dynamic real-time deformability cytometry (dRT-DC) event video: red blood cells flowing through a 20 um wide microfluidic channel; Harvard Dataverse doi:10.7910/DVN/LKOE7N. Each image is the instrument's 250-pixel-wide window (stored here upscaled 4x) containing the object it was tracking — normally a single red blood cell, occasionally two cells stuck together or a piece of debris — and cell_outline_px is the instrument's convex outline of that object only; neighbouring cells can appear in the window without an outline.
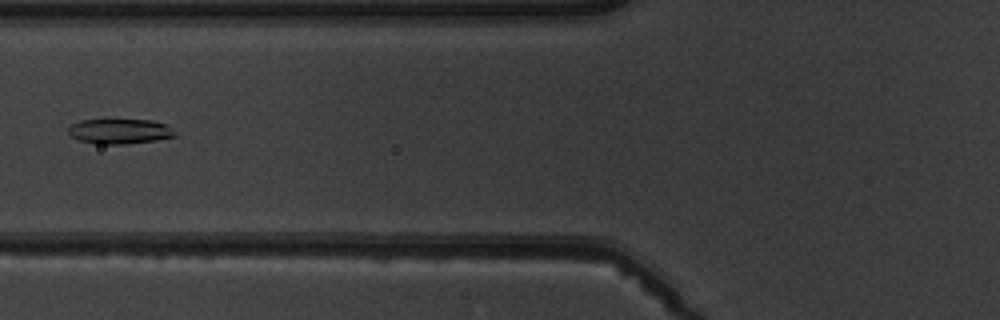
{"species": "common noctule bat (a hibernating species)", "species_latin": "Nyctalus noctula", "temperature_condition": "warm", "stored_images_in_passage": 6, "camera_frame_rate_fps": 3000, "um_per_image_px": 0.085, "animal": {"sex": "male", "body_mass_g": 19.5, "forearm_length_mm": 54.6}, "frame": {"image": 1, "passage_image": 5, "time_ms": 5.667, "image_size_px": [1000, 320], "cell_outline_px": [[176, 136], [156, 140], [124, 144], [96, 144], [76, 140], [68, 132], [68, 128], [72, 124], [80, 120], [152, 120], [164, 124], [176, 132]], "centroid_in_image_um": [10.14, 11.17], "position_along_channel_um": 115.7, "area_um2": 15.49}}
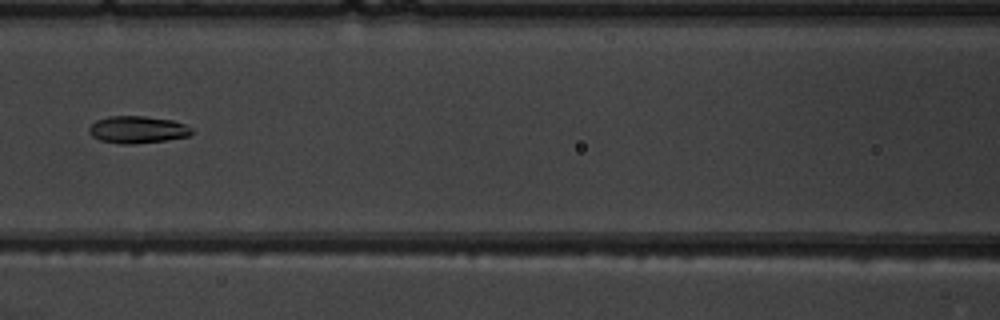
{"frame": {"image": 2, "passage_image": 6, "time_ms": 6.667, "image_size_px": [1000, 320], "cell_outline_px": [[196, 132], [188, 136], [168, 140], [132, 144], [120, 144], [100, 140], [92, 136], [88, 132], [88, 128], [96, 120], [108, 116], [144, 116], [172, 120], [196, 128]], "centroid_in_image_um": [11.73, 11.02], "position_along_channel_um": 154.9, "area_um2": 16.53}}